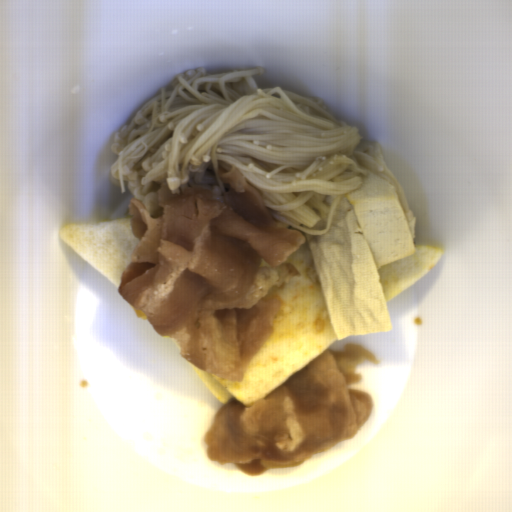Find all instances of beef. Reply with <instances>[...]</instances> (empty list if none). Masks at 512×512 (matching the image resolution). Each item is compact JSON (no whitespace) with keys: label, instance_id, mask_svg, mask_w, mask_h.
<instances>
[{"label":"beef","instance_id":"1","mask_svg":"<svg viewBox=\"0 0 512 512\" xmlns=\"http://www.w3.org/2000/svg\"><path fill=\"white\" fill-rule=\"evenodd\" d=\"M219 183L223 194L164 183L131 197L138 241L118 294L199 369L235 381L271 336V290L299 274L287 258L307 236L273 218L232 163Z\"/></svg>","mask_w":512,"mask_h":512},{"label":"beef","instance_id":"2","mask_svg":"<svg viewBox=\"0 0 512 512\" xmlns=\"http://www.w3.org/2000/svg\"><path fill=\"white\" fill-rule=\"evenodd\" d=\"M366 362L379 365L374 353L352 342L329 347L252 406L232 397L209 424L208 459L262 476L300 467L358 434L375 407L372 396L355 390Z\"/></svg>","mask_w":512,"mask_h":512}]
</instances>
